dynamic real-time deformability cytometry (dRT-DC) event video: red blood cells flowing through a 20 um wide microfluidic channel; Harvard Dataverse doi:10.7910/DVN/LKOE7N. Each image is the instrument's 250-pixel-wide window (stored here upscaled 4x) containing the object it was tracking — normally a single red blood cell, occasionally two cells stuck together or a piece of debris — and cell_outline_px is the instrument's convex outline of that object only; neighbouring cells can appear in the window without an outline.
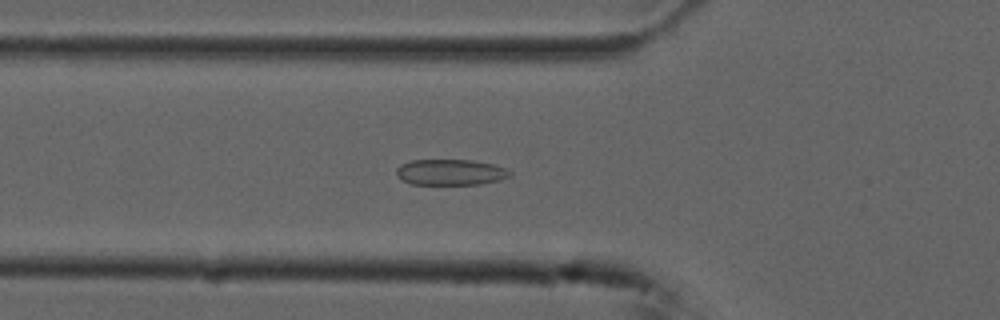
{"species": "common noctule bat (a hibernating species)", "species_latin": "Nyctalus noctula", "temperature_condition": "cold", "stored_images_in_passage": 47, "camera_frame_rate_fps": 3000, "um_per_image_px": 0.085, "animal": {"sex": "male", "forearm_length_mm": 52.5}, "frame": {"image": 1, "passage_image": 19, "time_ms": 6.0, "image_size_px": [1000, 320], "cell_outline_px": [[512, 176], [500, 180], [480, 184], [412, 184], [404, 180], [396, 172], [396, 168], [400, 164], [412, 160], [472, 160], [496, 164], [512, 172]], "centroid_in_image_um": [38.35, 14.63], "position_along_channel_um": 87.5, "area_um2": 17.11}}
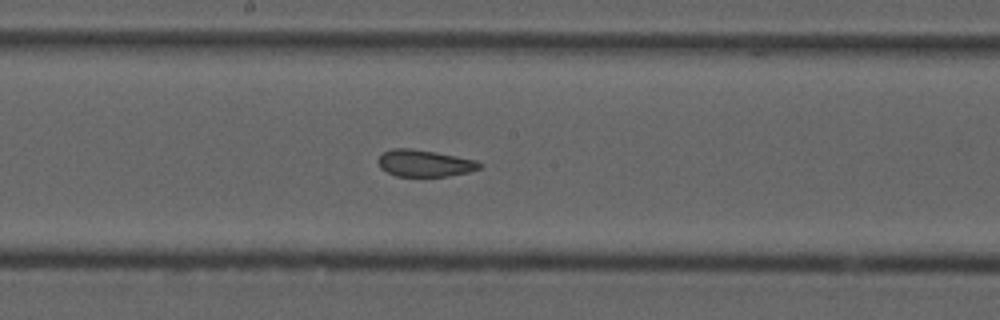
{"frame": {"image": 2, "passage_image": 29, "time_ms": 9.333, "image_size_px": [1000, 320], "cell_outline_px": [[484, 164], [480, 168], [468, 172], [448, 176], [396, 176], [380, 168], [376, 160], [384, 152], [392, 148], [412, 148], [436, 152], [476, 160]], "centroid_in_image_um": [36.08, 13.87], "position_along_channel_um": 212.1, "area_um2": 15.9}}
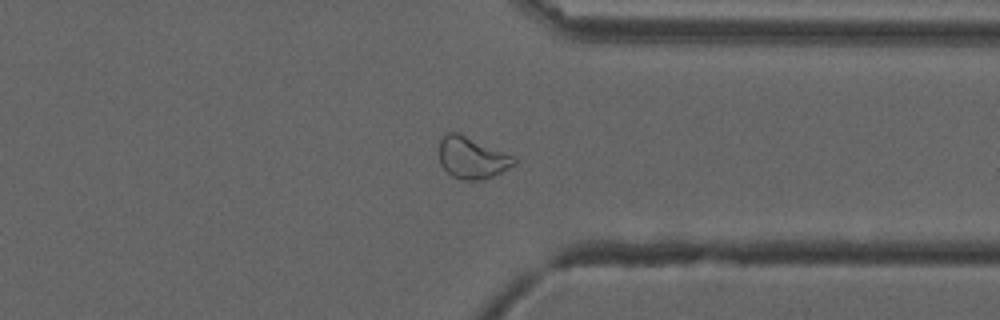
{"frame": {"image": 3, "passage_image": 42, "time_ms": 13.667, "image_size_px": [1000, 320], "cell_outline_px": [[516, 164], [492, 176], [480, 180], [460, 180], [452, 176], [440, 164], [440, 140], [448, 132], [456, 132], [516, 156]], "centroid_in_image_um": [40.14, 13.42], "position_along_channel_um": 371.3, "area_um2": 18.03}, "authors_computed_cell_mechanics": {"area_um2": 17.6868, "velocity_mm_per_s": 3.7223, "shape_relaxation_time_tau1_ms": null, "shape_relaxation_time_tau2_ms": 1.3247, "deformation_change_tau1": null, "deformation_change_tau2": 0.0708}}